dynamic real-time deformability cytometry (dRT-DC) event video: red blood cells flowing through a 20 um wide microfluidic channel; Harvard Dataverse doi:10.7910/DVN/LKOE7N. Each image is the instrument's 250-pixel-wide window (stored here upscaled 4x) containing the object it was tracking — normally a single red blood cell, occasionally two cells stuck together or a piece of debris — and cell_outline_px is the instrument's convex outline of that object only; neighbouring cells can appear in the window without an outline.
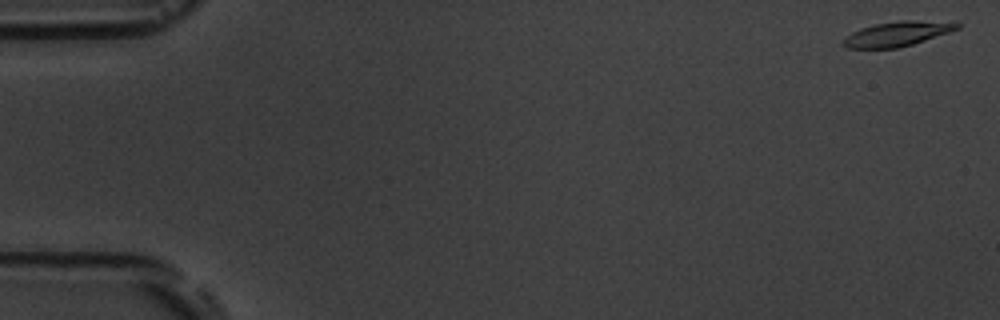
{"species": "common noctule bat (a hibernating species)", "species_latin": "Nyctalus noctula", "temperature_condition": "room temperature", "stored_images_in_passage": 11, "camera_frame_rate_fps": 3000, "um_per_image_px": 0.085, "animal": {"sex": "male", "body_mass_g": 19.5, "forearm_length_mm": 54.6}, "frame": {"image": 1, "passage_image": 1, "time_ms": 0.0, "image_size_px": [1000, 320], "cell_outline_px": [[960, 28], [912, 44], [896, 48], [848, 48], [840, 44], [852, 32], [860, 28], [876, 24], [904, 20], [956, 20], [960, 24]], "centroid_in_image_um": [76.34, 2.85], "position_along_channel_um": 8.7, "area_um2": 16.47}}
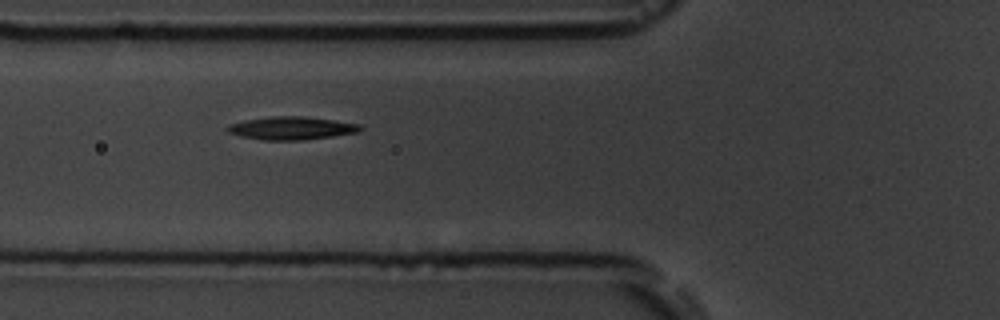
{"frame": {"image": 2, "passage_image": 6, "time_ms": 6.667, "image_size_px": [1000, 320], "cell_outline_px": [[364, 128], [360, 132], [304, 140], [260, 140], [240, 136], [228, 132], [224, 128], [228, 124], [244, 120], [272, 116], [300, 116], [332, 120], [360, 124]], "centroid_in_image_um": [24.74, 10.9], "position_along_channel_um": 101.1, "area_um2": 17.92}}
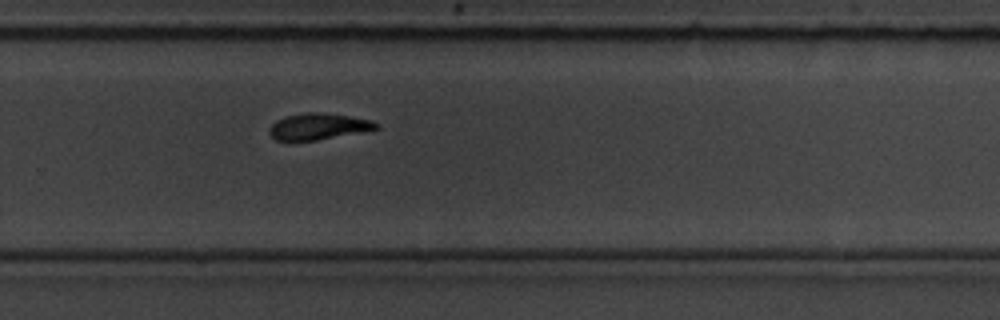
{"frame": {"image": 3, "passage_image": 11, "time_ms": 12.333, "image_size_px": [1000, 320], "cell_outline_px": [[380, 128], [316, 140], [276, 140], [268, 132], [268, 128], [276, 120], [284, 116], [304, 112], [320, 112], [348, 116], [372, 120], [380, 124]], "centroid_in_image_um": [27.03, 10.73], "position_along_channel_um": 302.8, "area_um2": 16.3}}